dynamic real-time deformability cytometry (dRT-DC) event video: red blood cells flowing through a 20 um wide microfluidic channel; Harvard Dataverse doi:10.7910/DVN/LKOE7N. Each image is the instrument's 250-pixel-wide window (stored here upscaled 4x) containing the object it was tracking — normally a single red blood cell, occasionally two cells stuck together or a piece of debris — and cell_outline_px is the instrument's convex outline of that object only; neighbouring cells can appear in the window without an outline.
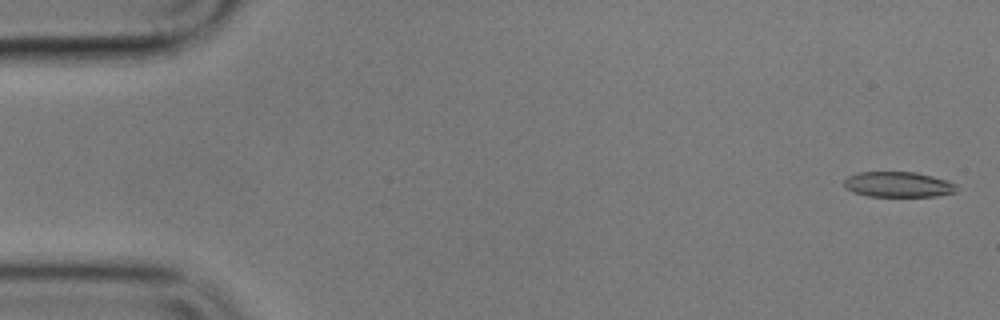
{"species": "common noctule bat (a hibernating species)", "species_latin": "Nyctalus noctula", "temperature_condition": "cold", "stored_images_in_passage": 4, "camera_frame_rate_fps": 3000, "um_per_image_px": 0.085, "animal": {"sex": "male", "body_mass_g": 17.9}, "frame": {"image": 1, "passage_image": 1, "time_ms": 0.0, "image_size_px": [1000, 320], "cell_outline_px": [[956, 192], [936, 196], [868, 196], [852, 192], [844, 188], [844, 180], [848, 176], [856, 172], [916, 172], [932, 176], [956, 184]], "centroid_in_image_um": [76.29, 15.68], "position_along_channel_um": 8.7, "area_um2": 16.65}}
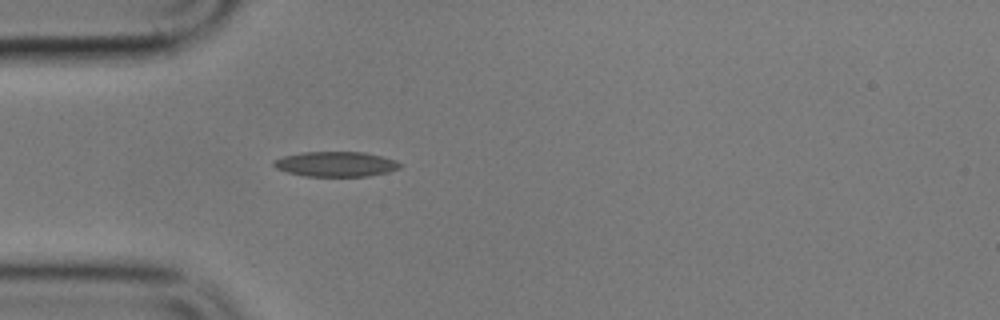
{"frame": {"image": 2, "passage_image": 4, "time_ms": 5.0, "image_size_px": [1000, 320], "cell_outline_px": [[404, 164], [400, 168], [388, 172], [368, 176], [304, 176], [288, 172], [276, 168], [272, 164], [272, 160], [284, 156], [304, 152], [364, 152], [396, 160]], "centroid_in_image_um": [28.56, 13.95], "position_along_channel_um": 56.4, "area_um2": 18.44}}